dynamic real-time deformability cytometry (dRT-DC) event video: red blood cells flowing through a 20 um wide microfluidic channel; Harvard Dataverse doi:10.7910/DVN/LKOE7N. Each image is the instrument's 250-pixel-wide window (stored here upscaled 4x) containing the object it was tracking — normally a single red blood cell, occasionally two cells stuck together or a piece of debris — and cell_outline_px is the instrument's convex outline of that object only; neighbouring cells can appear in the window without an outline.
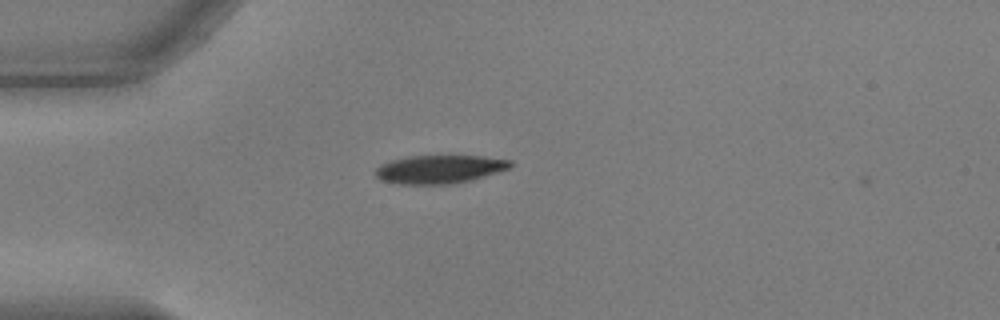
{"species": "common noctule bat (a hibernating species)", "species_latin": "Nyctalus noctula", "temperature_condition": "warm", "stored_images_in_passage": 3, "camera_frame_rate_fps": 3000, "um_per_image_px": 0.085, "animal": {"sex": "male", "body_mass_g": 17.9, "forearm_length_mm": 54.2}, "frame": {"image": 1, "passage_image": 2, "time_ms": 0.333, "image_size_px": [1000, 320], "cell_outline_px": [[512, 164], [508, 168], [472, 180], [452, 184], [396, 184], [380, 180], [376, 176], [376, 168], [380, 164], [392, 160], [412, 156], [484, 156], [512, 160]], "centroid_in_image_um": [37.34, 14.39], "position_along_channel_um": 47.7, "area_um2": 22.2}}